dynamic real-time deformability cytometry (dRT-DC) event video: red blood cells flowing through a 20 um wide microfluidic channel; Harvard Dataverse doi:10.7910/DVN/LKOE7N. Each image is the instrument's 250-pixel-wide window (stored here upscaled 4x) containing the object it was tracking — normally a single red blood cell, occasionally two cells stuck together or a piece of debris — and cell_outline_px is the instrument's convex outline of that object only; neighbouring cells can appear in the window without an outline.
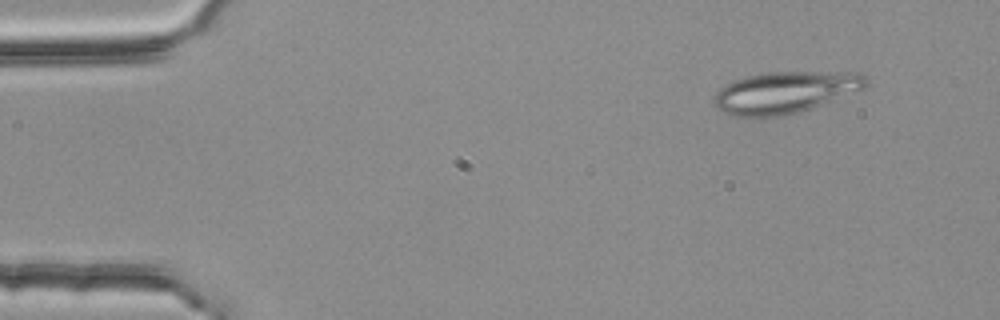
{"species": "common noctule bat (a hibernating species)", "species_latin": "Nyctalus noctula", "temperature_condition": "room temperature", "stored_images_in_passage": 3, "camera_frame_rate_fps": 3000, "um_per_image_px": 0.085, "animal": {"sex": "female", "body_mass_g": 25.1}, "frame": {"image": 1, "passage_image": 1, "time_ms": 0.0, "image_size_px": [1000, 320], "cell_outline_px": [[868, 84], [864, 88], [812, 108], [800, 112], [776, 116], [728, 116], [720, 112], [716, 108], [716, 92], [724, 84], [732, 80], [744, 76], [768, 72], [860, 72], [868, 76]], "centroid_in_image_um": [66.73, 7.83], "position_along_channel_um": 18.3, "area_um2": 37.05}}